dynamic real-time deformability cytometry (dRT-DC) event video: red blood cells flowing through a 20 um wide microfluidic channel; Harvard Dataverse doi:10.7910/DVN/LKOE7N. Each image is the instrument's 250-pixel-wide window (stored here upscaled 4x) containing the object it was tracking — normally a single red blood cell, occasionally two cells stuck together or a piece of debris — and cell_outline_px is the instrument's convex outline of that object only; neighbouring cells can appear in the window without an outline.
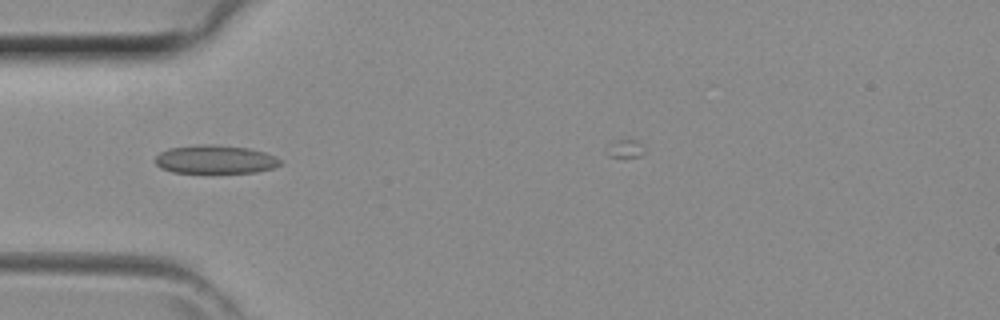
{"species": "common noctule bat (a hibernating species)", "species_latin": "Nyctalus noctula", "temperature_condition": "room temperature", "stored_images_in_passage": 4, "camera_frame_rate_fps": 3000, "um_per_image_px": 0.085, "animal": {"sex": "female", "body_mass_g": 29.2, "forearm_length_mm": 56.3}, "frame": {"image": 1, "passage_image": 1, "time_ms": 0.0, "image_size_px": [1000, 320], "cell_outline_px": [[284, 164], [272, 168], [256, 172], [172, 172], [160, 168], [156, 164], [156, 156], [160, 152], [168, 148], [196, 144], [216, 144], [248, 148], [264, 152], [276, 156]], "centroid_in_image_um": [18.3, 13.53], "position_along_channel_um": 66.7, "area_um2": 20.81}}
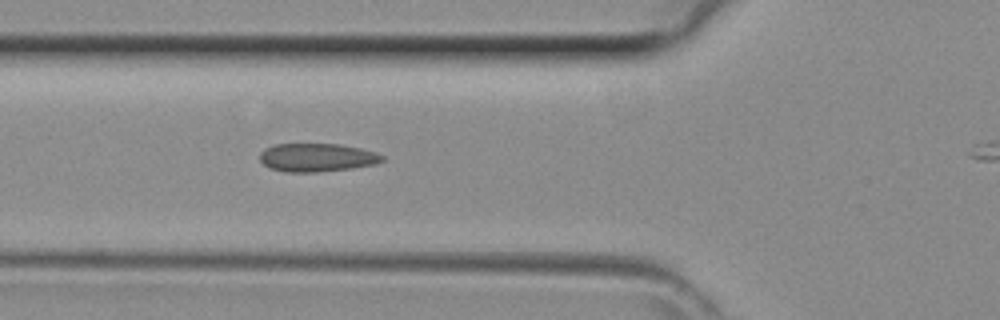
{"frame": {"image": 2, "passage_image": 3, "time_ms": 0.667, "image_size_px": [1000, 320], "cell_outline_px": [[384, 160], [376, 164], [352, 168], [316, 172], [284, 172], [268, 168], [260, 160], [260, 152], [264, 148], [276, 144], [340, 144], [360, 148], [376, 152], [384, 156]], "centroid_in_image_um": [26.93, 13.39], "position_along_channel_um": 98.9, "area_um2": 20.35}}